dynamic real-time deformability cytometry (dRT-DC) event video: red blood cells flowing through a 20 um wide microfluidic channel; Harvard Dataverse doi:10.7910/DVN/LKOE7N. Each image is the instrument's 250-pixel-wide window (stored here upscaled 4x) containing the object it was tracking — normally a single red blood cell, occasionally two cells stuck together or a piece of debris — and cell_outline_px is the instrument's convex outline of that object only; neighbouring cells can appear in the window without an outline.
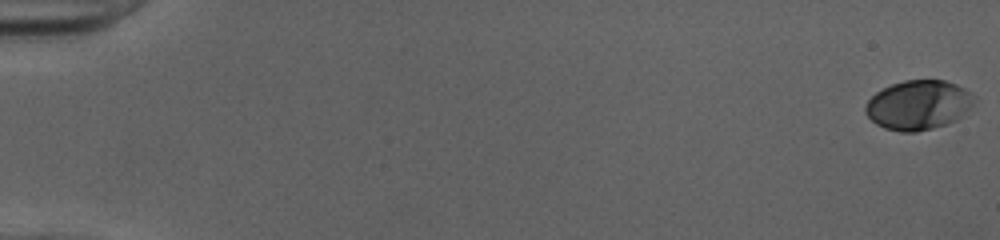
{"species": "human", "species_latin": "Homo sapiens", "temperature_condition": "cold", "stored_images_in_passage": 52, "camera_frame_rate_fps": 3000, "um_per_image_px": 0.085, "donor": {"sex": "female"}, "frame": {"image": 1, "passage_image": 1, "time_ms": 0.0, "image_size_px": [1000, 240], "cell_outline_px": [[976, 96], [972, 104], [956, 120], [948, 124], [916, 132], [900, 132], [884, 128], [876, 124], [864, 112], [864, 108], [868, 100], [876, 92], [892, 84], [904, 80], [944, 80], [956, 84], [964, 88]], "centroid_in_image_um": [78.04, 8.92], "position_along_channel_um": 7.0, "area_um2": 31.27}}
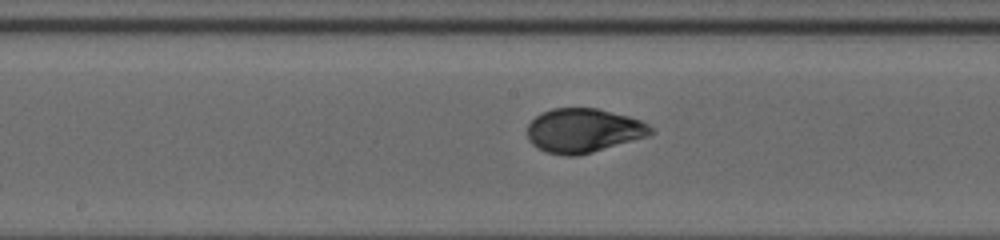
{"frame": {"image": 2, "passage_image": 29, "time_ms": 9.333, "image_size_px": [1000, 240], "cell_outline_px": [[656, 132], [648, 136], [592, 152], [576, 156], [564, 156], [548, 152], [532, 144], [528, 140], [528, 124], [540, 112], [552, 108], [596, 108], [628, 116], [640, 120], [648, 124]], "centroid_in_image_um": [49.59, 11.09], "position_along_channel_um": 198.6, "area_um2": 31.67}}
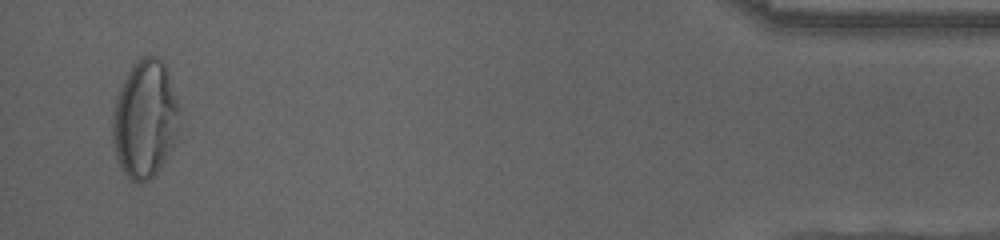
{"frame": {"image": 3, "passage_image": 51, "time_ms": 16.667, "image_size_px": [1000, 240], "cell_outline_px": [[176, 124], [172, 148], [160, 168], [148, 180], [140, 184], [132, 180], [120, 168], [116, 156], [112, 140], [112, 112], [116, 92], [128, 72], [136, 60], [144, 56], [156, 56], [164, 64], [168, 72], [176, 100]], "centroid_in_image_um": [12.24, 10.13], "position_along_channel_um": 423.0, "area_um2": 45.32}, "authors_computed_cell_mechanics": {"area_um2": 31.7033, "velocity_mm_per_s": 4.0285, "shape_relaxation_time_tau1_ms": 4.6023, "shape_relaxation_time_tau2_ms": null, "deformation_change_tau1": 0.1782, "deformation_change_tau2": null}}